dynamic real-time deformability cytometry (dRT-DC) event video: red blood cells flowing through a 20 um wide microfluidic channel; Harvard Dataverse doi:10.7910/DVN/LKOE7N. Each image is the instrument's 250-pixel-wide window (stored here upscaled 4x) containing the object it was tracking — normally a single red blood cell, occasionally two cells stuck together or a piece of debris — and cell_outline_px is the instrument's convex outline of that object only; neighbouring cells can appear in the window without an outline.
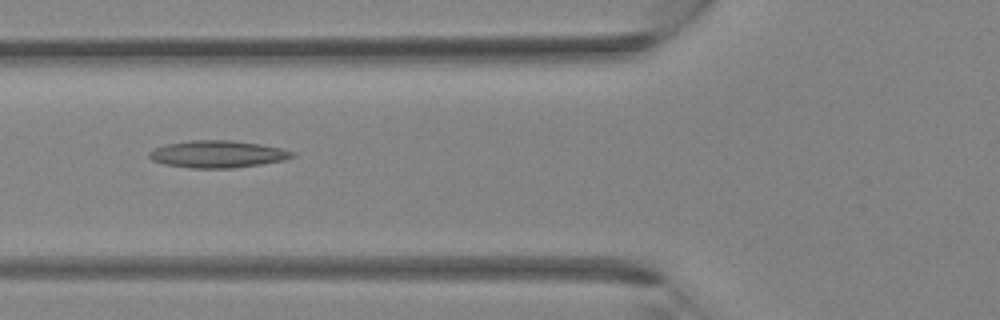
{"species": "Egyptian fruit bat (a non-hibernating species)", "species_latin": "Rousettus aegyptiacus", "temperature_condition": "room temperature", "stored_images_in_passage": 29, "camera_frame_rate_fps": 3000, "um_per_image_px": 0.085, "animal": {"sex": "female"}, "frame": {"image": 1, "passage_image": 6, "time_ms": 1.667, "image_size_px": [1000, 320], "cell_outline_px": [[296, 156], [284, 160], [260, 164], [232, 168], [192, 168], [164, 164], [152, 160], [148, 156], [148, 152], [164, 144], [188, 140], [232, 140], [260, 144], [280, 148], [296, 152]], "centroid_in_image_um": [18.49, 13.09], "position_along_channel_um": 107.3, "area_um2": 22.72}}
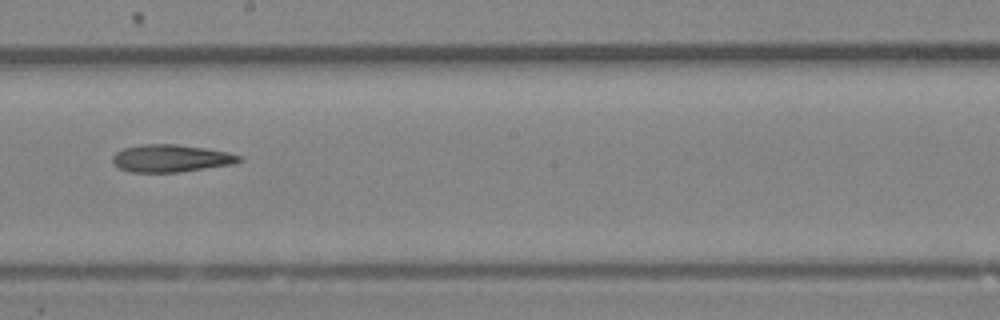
{"frame": {"image": 2, "passage_image": 13, "time_ms": 4.0, "image_size_px": [1000, 320], "cell_outline_px": [[244, 160], [232, 164], [180, 172], [132, 172], [120, 168], [112, 164], [112, 156], [116, 152], [124, 148], [140, 144], [176, 144], [204, 148], [228, 152], [244, 156]], "centroid_in_image_um": [14.54, 13.45], "position_along_channel_um": 233.7, "area_um2": 20.35}}
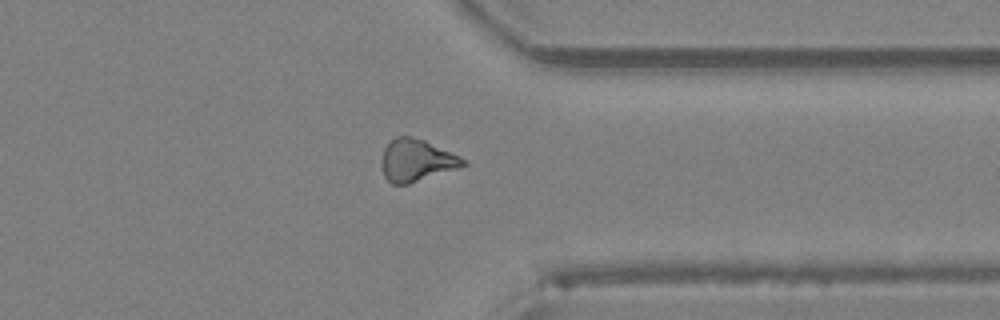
{"frame": {"image": 3, "passage_image": 21, "time_ms": 6.667, "image_size_px": [1000, 320], "cell_outline_px": [[468, 164], [408, 184], [392, 184], [384, 176], [380, 164], [380, 160], [384, 148], [396, 136], [412, 136], [424, 140], [460, 156], [468, 160]], "centroid_in_image_um": [35.37, 13.62], "position_along_channel_um": 376.0, "area_um2": 19.94}}